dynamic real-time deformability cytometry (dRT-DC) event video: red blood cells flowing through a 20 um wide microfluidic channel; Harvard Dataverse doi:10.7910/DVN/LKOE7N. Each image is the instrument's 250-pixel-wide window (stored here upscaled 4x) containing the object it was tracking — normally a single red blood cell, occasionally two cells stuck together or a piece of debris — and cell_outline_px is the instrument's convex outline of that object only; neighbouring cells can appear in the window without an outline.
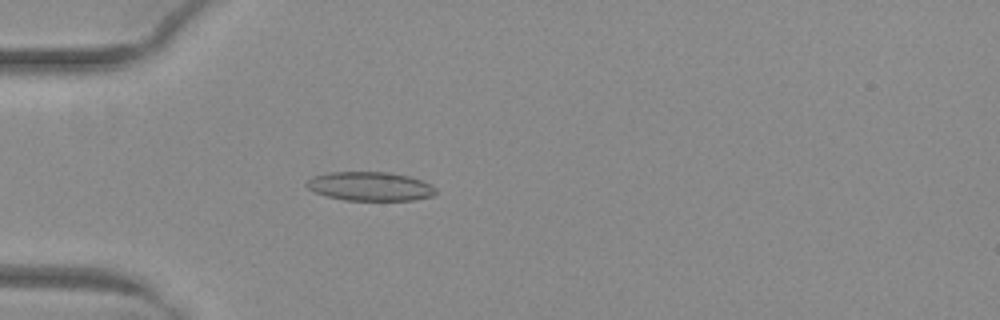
{"species": "common noctule bat (a hibernating species)", "species_latin": "Nyctalus noctula", "temperature_condition": "warm", "stored_images_in_passage": 52, "camera_frame_rate_fps": 3000, "um_per_image_px": 0.085, "animal": {"sex": "female", "body_mass_g": 29.2, "forearm_length_mm": 56.3}, "frame": {"image": 1, "passage_image": 16, "time_ms": 5.0, "image_size_px": [1000, 320], "cell_outline_px": [[436, 192], [432, 196], [412, 200], [344, 200], [328, 196], [316, 192], [308, 188], [304, 184], [312, 176], [328, 172], [388, 172], [408, 176], [432, 184], [436, 188]], "centroid_in_image_um": [31.45, 15.83], "position_along_channel_um": 53.5, "area_um2": 21.73}}
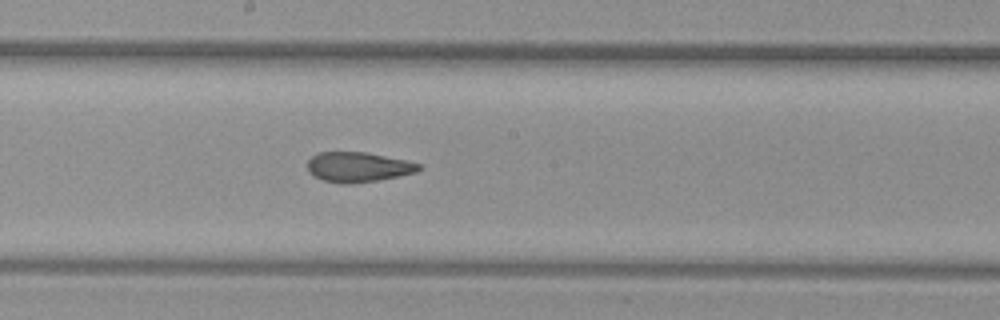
{"frame": {"image": 2, "passage_image": 29, "time_ms": 9.333, "image_size_px": [1000, 320], "cell_outline_px": [[420, 168], [416, 172], [380, 180], [352, 184], [340, 184], [320, 180], [312, 176], [308, 172], [308, 160], [316, 152], [364, 152], [404, 160], [420, 164]], "centroid_in_image_um": [30.36, 14.22], "position_along_channel_um": 217.8, "area_um2": 19.54}}
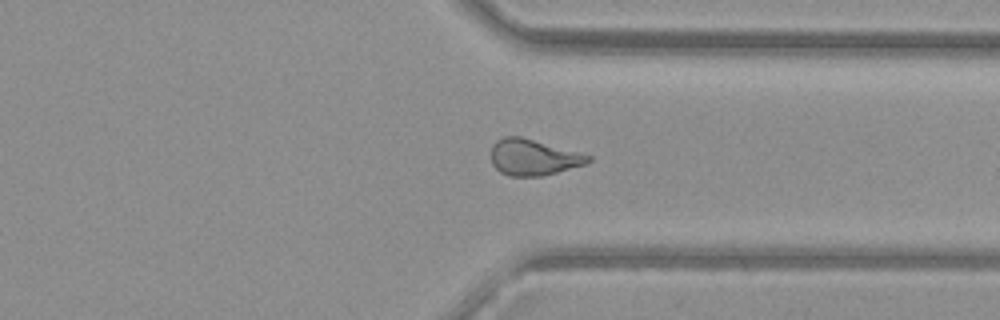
{"frame": {"image": 3, "passage_image": 40, "time_ms": 13.0, "image_size_px": [1000, 320], "cell_outline_px": [[592, 160], [588, 164], [540, 176], [508, 176], [500, 172], [492, 164], [492, 144], [496, 140], [504, 136], [520, 136], [580, 152], [592, 156]], "centroid_in_image_um": [45.35, 13.36], "position_along_channel_um": 366.1, "area_um2": 20.52}, "authors_computed_cell_mechanics": {"area_um2": 21.2704, "velocity_mm_per_s": 4.0444, "shape_relaxation_time_tau1_ms": null, "shape_relaxation_time_tau2_ms": 1.9135, "deformation_change_tau1": null, "deformation_change_tau2": 0.0895}}